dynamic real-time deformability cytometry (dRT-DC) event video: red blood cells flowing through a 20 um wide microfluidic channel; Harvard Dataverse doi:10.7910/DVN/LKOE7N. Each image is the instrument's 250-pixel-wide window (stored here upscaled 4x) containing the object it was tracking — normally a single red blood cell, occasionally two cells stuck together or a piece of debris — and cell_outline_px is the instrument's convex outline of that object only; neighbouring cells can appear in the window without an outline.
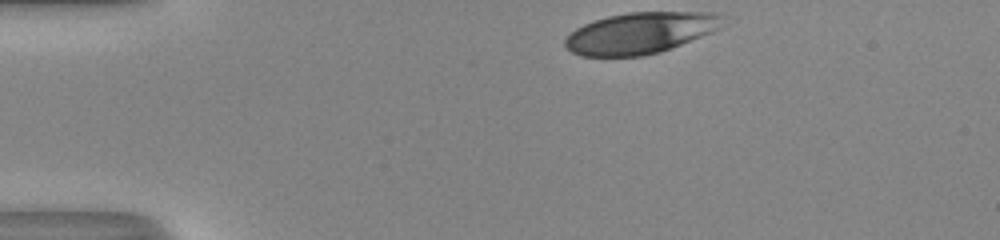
{"species": "human", "species_latin": "Homo sapiens", "temperature_condition": "room temperature", "stored_images_in_passage": 33, "camera_frame_rate_fps": 3000, "um_per_image_px": 0.085, "donor": {"sex": "male"}, "frame": {"image": 1, "passage_image": 1, "time_ms": 0.0, "image_size_px": [1000, 240], "cell_outline_px": [[720, 28], [712, 32], [660, 52], [644, 56], [580, 56], [572, 52], [564, 44], [564, 40], [576, 28], [584, 24], [608, 16], [628, 12], [720, 12]], "centroid_in_image_um": [54.41, 2.8], "position_along_channel_um": 30.6, "area_um2": 37.63}}
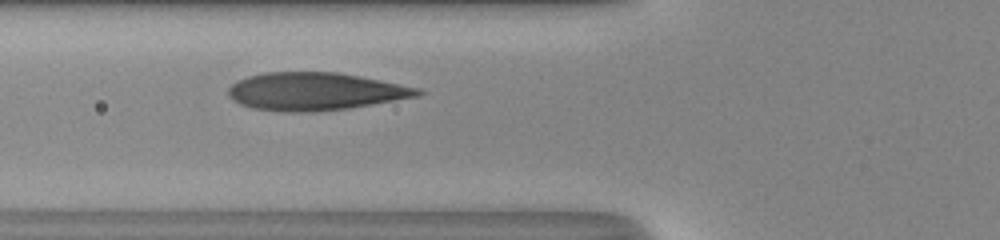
{"frame": {"image": 2, "passage_image": 11, "time_ms": 3.333, "image_size_px": [1000, 240], "cell_outline_px": [[424, 92], [420, 96], [348, 108], [312, 112], [284, 112], [252, 108], [240, 104], [232, 100], [228, 96], [228, 88], [232, 84], [248, 76], [264, 72], [336, 72], [360, 76], [420, 88]], "centroid_in_image_um": [26.78, 7.77], "position_along_channel_um": 99.0, "area_um2": 41.67}}
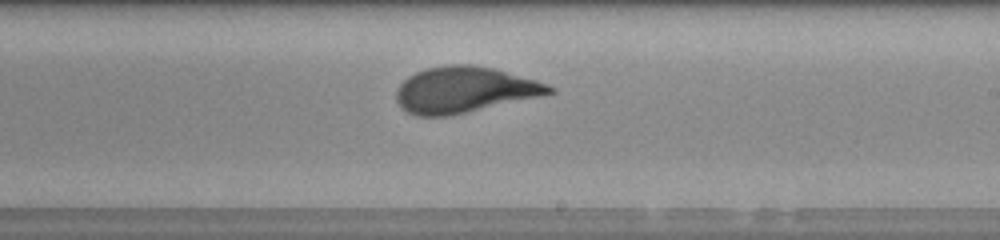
{"frame": {"image": 3, "passage_image": 22, "time_ms": 7.0, "image_size_px": [1000, 240], "cell_outline_px": [[556, 92], [448, 116], [416, 116], [400, 108], [396, 100], [396, 92], [400, 84], [408, 76], [424, 68], [448, 64], [468, 64], [492, 68], [536, 80], [548, 84], [556, 88]], "centroid_in_image_um": [39.42, 7.62], "position_along_channel_um": 249.6, "area_um2": 40.69}, "authors_computed_cell_mechanics": {"area_um2": 40.8068, "velocity_mm_per_s": 4.1167, "shape_relaxation_time_tau1_ms": 4.8089, "shape_relaxation_time_tau2_ms": null, "deformation_change_tau1": 0.202, "deformation_change_tau2": null}}